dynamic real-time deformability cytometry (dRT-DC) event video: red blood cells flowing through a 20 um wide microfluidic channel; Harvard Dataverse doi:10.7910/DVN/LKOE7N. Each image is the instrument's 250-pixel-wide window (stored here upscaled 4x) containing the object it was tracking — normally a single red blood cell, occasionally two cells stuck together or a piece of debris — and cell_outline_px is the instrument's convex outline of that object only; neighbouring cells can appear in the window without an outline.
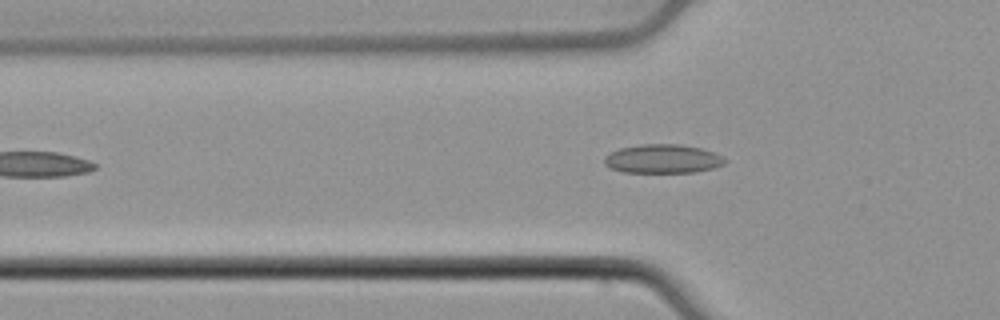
{"species": "common noctule bat (a hibernating species)", "species_latin": "Nyctalus noctula", "temperature_condition": "cold", "stored_images_in_passage": 44, "camera_frame_rate_fps": 3000, "um_per_image_px": 0.085, "animal": {"sex": "male", "body_mass_g": 21.5, "forearm_length_mm": 52.0}, "frame": {"image": 1, "passage_image": 11, "time_ms": 3.333, "image_size_px": [1000, 320], "cell_outline_px": [[728, 160], [724, 164], [712, 168], [692, 172], [624, 172], [612, 168], [604, 164], [604, 156], [620, 148], [640, 144], [680, 144], [700, 148], [712, 152]], "centroid_in_image_um": [56.31, 13.49], "position_along_channel_um": 69.5, "area_um2": 20.06}}
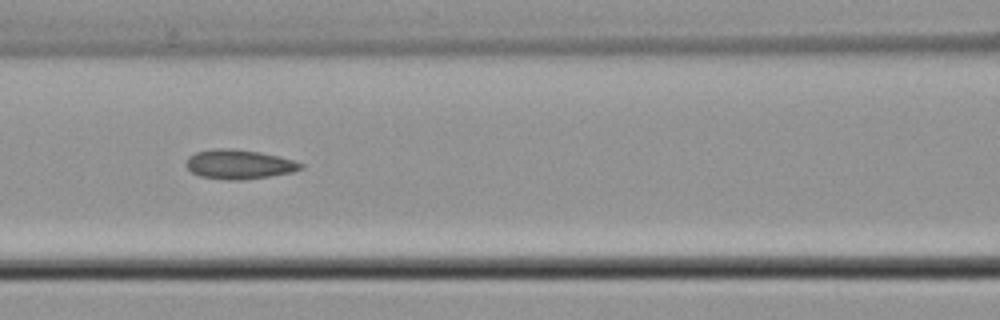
{"frame": {"image": 2, "passage_image": 17, "time_ms": 5.333, "image_size_px": [1000, 320], "cell_outline_px": [[304, 168], [292, 172], [268, 176], [240, 180], [228, 180], [200, 176], [192, 172], [188, 168], [188, 156], [196, 152], [216, 148], [228, 148], [260, 152], [280, 156], [304, 164]], "centroid_in_image_um": [20.34, 13.96], "position_along_channel_um": 146.3, "area_um2": 19.42}}
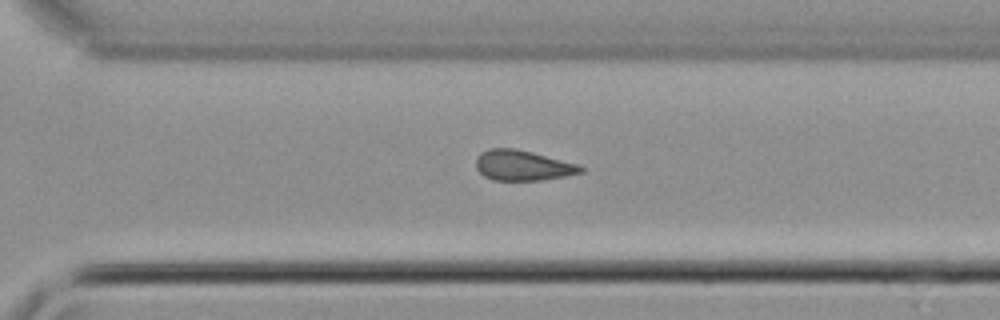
{"frame": {"image": 3, "passage_image": 31, "time_ms": 10.0, "image_size_px": [1000, 320], "cell_outline_px": [[584, 172], [564, 176], [540, 180], [492, 180], [484, 176], [476, 168], [476, 156], [480, 152], [488, 148], [516, 148], [580, 164], [584, 168]], "centroid_in_image_um": [44.42, 14.05], "position_along_channel_um": 326.2, "area_um2": 18.67}}